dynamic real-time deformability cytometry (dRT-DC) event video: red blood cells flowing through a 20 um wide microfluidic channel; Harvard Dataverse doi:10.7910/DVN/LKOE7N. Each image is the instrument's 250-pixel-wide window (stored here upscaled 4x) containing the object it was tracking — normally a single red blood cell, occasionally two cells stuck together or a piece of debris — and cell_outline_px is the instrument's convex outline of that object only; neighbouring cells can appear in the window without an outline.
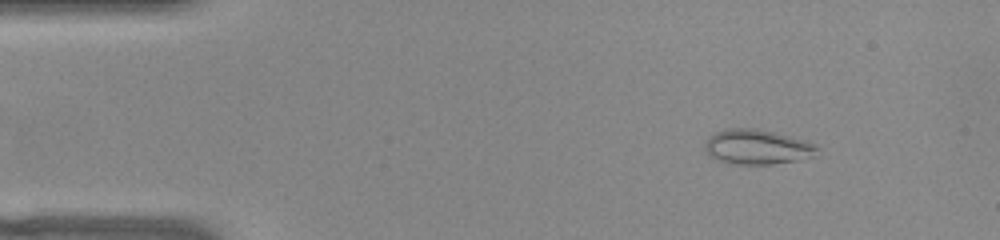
{"species": "common noctule bat (a hibernating species)", "species_latin": "Nyctalus noctula", "temperature_condition": "warm", "stored_images_in_passage": 53, "camera_frame_rate_fps": 3000, "um_per_image_px": 0.085, "animal": {"sex": "female", "body_mass_g": 22.0, "forearm_length_mm": 56.7}, "frame": {"image": 1, "passage_image": 6, "time_ms": 1.667, "image_size_px": [1000, 240], "cell_outline_px": [[816, 148], [812, 156], [796, 160], [772, 164], [736, 164], [720, 160], [712, 156], [704, 148], [704, 144], [716, 132], [728, 128], [756, 128], [804, 140], [816, 144]], "centroid_in_image_um": [64.34, 12.48], "position_along_channel_um": 20.7, "area_um2": 22.14}}
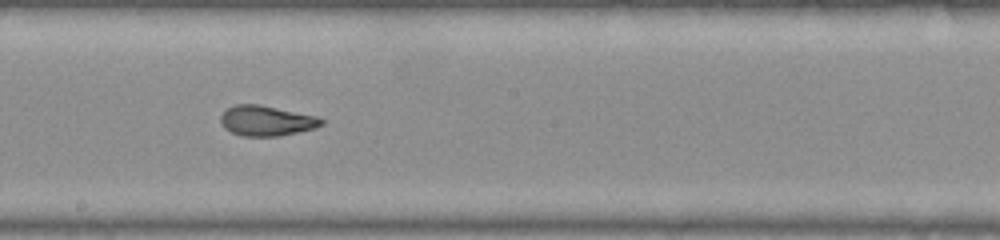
{"frame": {"image": 2, "passage_image": 28, "time_ms": 9.0, "image_size_px": [1000, 240], "cell_outline_px": [[324, 124], [316, 128], [280, 136], [240, 136], [224, 128], [220, 120], [220, 116], [228, 108], [236, 104], [260, 104], [316, 116], [324, 120]], "centroid_in_image_um": [22.66, 10.27], "position_along_channel_um": 225.5, "area_um2": 17.8}}
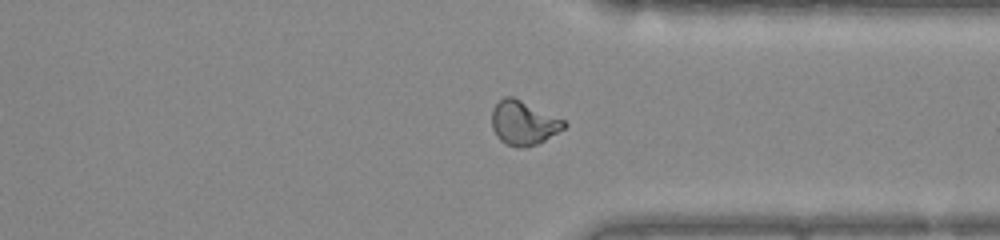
{"frame": {"image": 3, "passage_image": 39, "time_ms": 12.667, "image_size_px": [1000, 240], "cell_outline_px": [[568, 124], [564, 128], [544, 140], [536, 144], [520, 148], [504, 144], [496, 136], [492, 128], [492, 108], [504, 96], [512, 96], [564, 120]], "centroid_in_image_um": [44.46, 10.45], "position_along_channel_um": 366.9, "area_um2": 18.38}, "authors_computed_cell_mechanics": {"area_um2": 18.496, "velocity_mm_per_s": 3.8836, "shape_relaxation_time_tau1_ms": 7.2715, "shape_relaxation_time_tau2_ms": 1.3551, "deformation_change_tau1": 0.2515, "deformation_change_tau2": 0.0758}}